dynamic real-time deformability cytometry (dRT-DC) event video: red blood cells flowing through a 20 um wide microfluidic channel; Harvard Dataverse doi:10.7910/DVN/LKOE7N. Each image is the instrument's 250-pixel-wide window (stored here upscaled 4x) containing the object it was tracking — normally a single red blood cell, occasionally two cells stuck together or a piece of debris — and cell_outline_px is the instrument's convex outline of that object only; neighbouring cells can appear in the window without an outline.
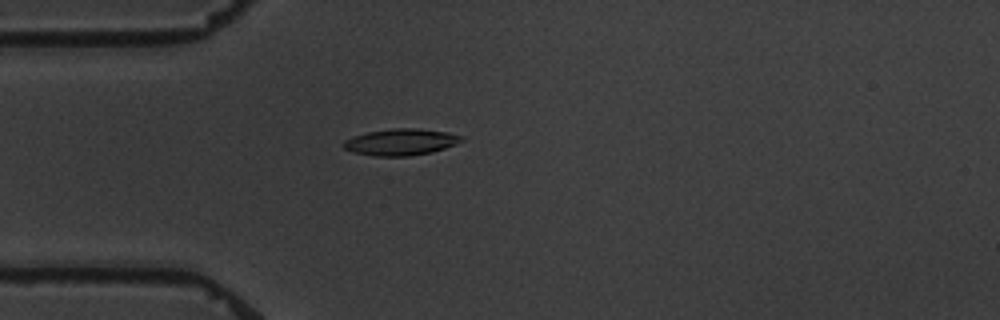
{"species": "common noctule bat (a hibernating species)", "species_latin": "Nyctalus noctula", "temperature_condition": "warm", "stored_images_in_passage": 2, "camera_frame_rate_fps": 3000, "um_per_image_px": 0.085, "animal": {"sex": "male", "body_mass_g": 19.5, "forearm_length_mm": 54.6}, "frame": {"image": 1, "passage_image": 1, "time_ms": 0.0, "image_size_px": [1000, 320], "cell_outline_px": [[464, 140], [456, 144], [432, 152], [408, 156], [372, 156], [352, 152], [344, 148], [344, 140], [368, 132], [392, 128], [420, 128], [448, 132], [464, 136]], "centroid_in_image_um": [34.11, 12.07], "position_along_channel_um": 50.9, "area_um2": 18.26}}